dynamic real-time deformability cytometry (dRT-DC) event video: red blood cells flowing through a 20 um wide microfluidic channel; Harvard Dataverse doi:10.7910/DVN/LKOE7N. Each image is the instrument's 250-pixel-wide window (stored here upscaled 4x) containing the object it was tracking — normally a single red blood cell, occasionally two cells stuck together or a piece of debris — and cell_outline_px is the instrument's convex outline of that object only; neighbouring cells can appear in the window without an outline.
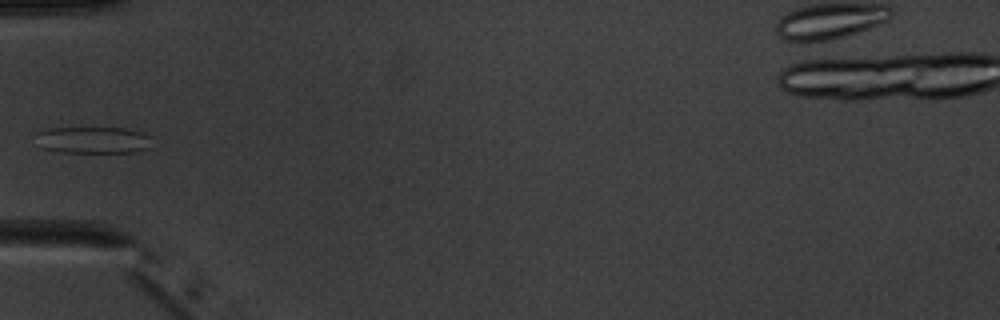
{"species": "common noctule bat (a hibernating species)", "species_latin": "Nyctalus noctula", "temperature_condition": "warm", "stored_images_in_passage": 6, "camera_frame_rate_fps": 3000, "um_per_image_px": 0.085, "animal": {"sex": "male", "body_mass_g": 20.1, "forearm_length_mm": 53.5}, "frame": {"image": 1, "passage_image": 5, "time_ms": 4.667, "image_size_px": [1000, 320], "cell_outline_px": [[152, 136], [148, 148], [136, 152], [60, 152], [40, 148], [36, 132], [48, 128], [124, 128], [140, 132]], "centroid_in_image_um": [7.9, 11.9], "position_along_channel_um": 77.1, "area_um2": 18.09}}
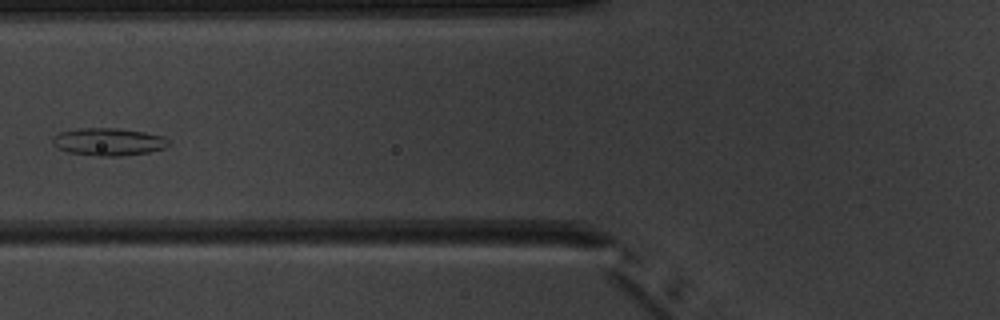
{"frame": {"image": 2, "passage_image": 6, "time_ms": 5.667, "image_size_px": [1000, 320], "cell_outline_px": [[172, 144], [164, 148], [148, 152], [120, 156], [96, 156], [68, 152], [56, 148], [52, 144], [52, 140], [60, 132], [80, 128], [116, 128], [144, 132], [164, 136], [172, 140]], "centroid_in_image_um": [9.26, 12.05], "position_along_channel_um": 116.5, "area_um2": 18.79}}